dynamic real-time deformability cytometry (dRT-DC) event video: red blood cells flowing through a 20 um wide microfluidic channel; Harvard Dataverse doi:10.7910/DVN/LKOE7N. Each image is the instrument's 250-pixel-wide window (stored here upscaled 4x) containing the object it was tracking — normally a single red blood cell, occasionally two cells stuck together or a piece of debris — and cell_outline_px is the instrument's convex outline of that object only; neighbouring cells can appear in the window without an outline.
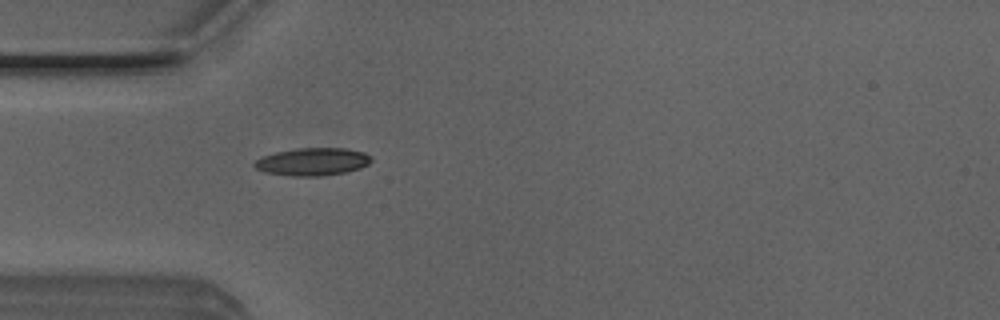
{"species": "Egyptian fruit bat (a non-hibernating species)", "species_latin": "Rousettus aegyptiacus", "temperature_condition": "room temperature", "stored_images_in_passage": 37, "camera_frame_rate_fps": 3000, "um_per_image_px": 0.085, "animal": {"sex": "male"}, "frame": {"image": 1, "passage_image": 1, "time_ms": 0.0, "image_size_px": [1000, 320], "cell_outline_px": [[372, 160], [368, 164], [360, 168], [348, 172], [320, 176], [292, 176], [264, 172], [256, 168], [252, 164], [256, 160], [264, 156], [276, 152], [296, 148], [344, 148], [364, 152], [372, 156]], "centroid_in_image_um": [26.59, 13.75], "position_along_channel_um": 58.4, "area_um2": 18.9}}
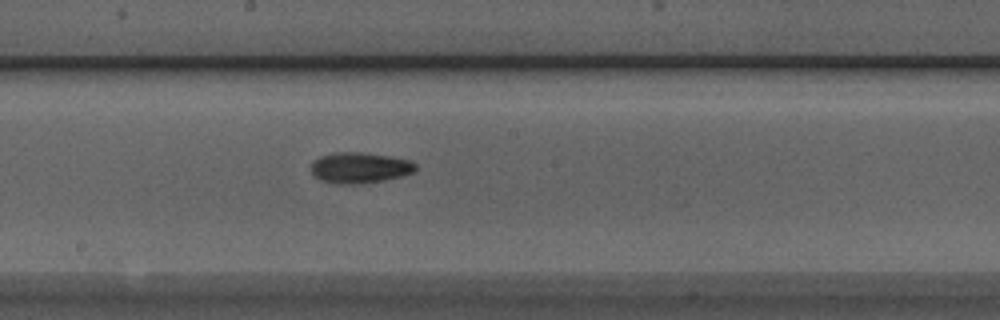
{"frame": {"image": 2, "passage_image": 13, "time_ms": 4.0, "image_size_px": [1000, 320], "cell_outline_px": [[416, 168], [412, 172], [404, 176], [364, 184], [336, 184], [320, 180], [312, 172], [312, 160], [320, 156], [332, 152], [360, 152], [388, 156], [412, 160], [416, 164]], "centroid_in_image_um": [30.58, 14.26], "position_along_channel_um": 217.6, "area_um2": 18.96}}
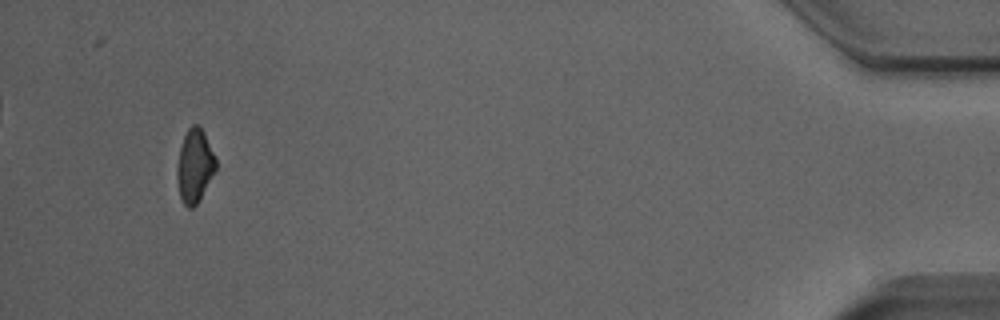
{"frame": {"image": 3, "passage_image": 34, "time_ms": 11.0, "image_size_px": [1000, 320], "cell_outline_px": [[216, 168], [200, 200], [192, 208], [188, 208], [184, 204], [180, 196], [176, 180], [176, 172], [180, 148], [184, 136], [188, 128], [192, 124], [200, 124], [216, 156]], "centroid_in_image_um": [16.55, 14.08], "position_along_channel_um": 418.7, "area_um2": 16.7}, "authors_computed_cell_mechanics": {"area_um2": 17.5134, "velocity_mm_per_s": 4.0341, "shape_relaxation_time_tau1_ms": 4.4865, "shape_relaxation_time_tau2_ms": 6.1099, "deformation_change_tau1": 0.1174, "deformation_change_tau2": 0.1452}}